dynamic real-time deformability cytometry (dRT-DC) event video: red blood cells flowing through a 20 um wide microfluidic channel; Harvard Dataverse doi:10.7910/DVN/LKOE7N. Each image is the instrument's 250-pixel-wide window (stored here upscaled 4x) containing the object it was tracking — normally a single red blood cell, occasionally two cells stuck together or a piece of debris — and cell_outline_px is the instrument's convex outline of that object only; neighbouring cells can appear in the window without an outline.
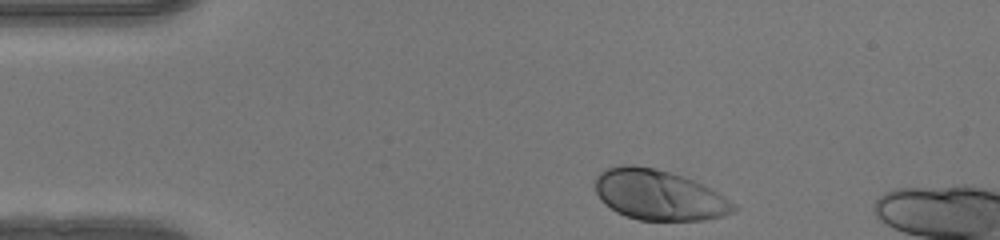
{"species": "human", "species_latin": "Homo sapiens", "temperature_condition": "warm", "stored_images_in_passage": 7, "camera_frame_rate_fps": 3000, "um_per_image_px": 0.085, "donor": {"sex": "female"}, "frame": {"image": 1, "passage_image": 1, "time_ms": 0.0, "image_size_px": [1000, 240], "cell_outline_px": [[720, 212], [716, 216], [696, 220], [640, 220], [628, 216], [612, 208], [596, 192], [596, 180], [604, 172], [612, 168], [652, 168], [676, 176]], "centroid_in_image_um": [55.41, 16.61], "position_along_channel_um": 29.6, "area_um2": 33.18}}